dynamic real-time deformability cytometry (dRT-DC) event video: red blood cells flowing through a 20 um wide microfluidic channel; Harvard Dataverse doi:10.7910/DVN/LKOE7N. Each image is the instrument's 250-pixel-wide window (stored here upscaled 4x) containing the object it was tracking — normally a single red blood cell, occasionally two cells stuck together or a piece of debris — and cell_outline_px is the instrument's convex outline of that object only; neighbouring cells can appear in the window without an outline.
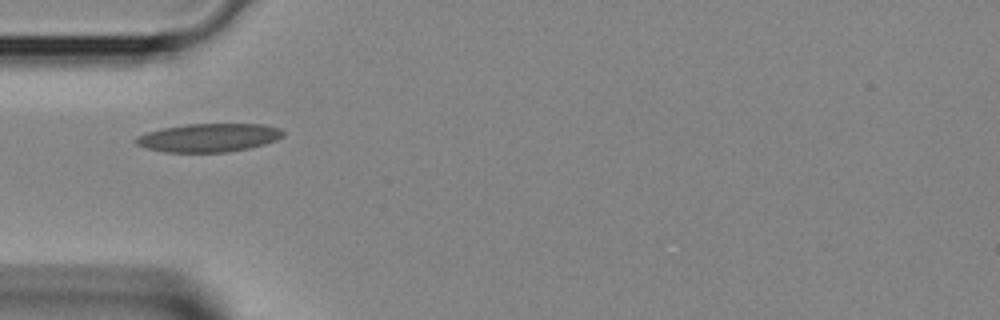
{"species": "Egyptian fruit bat (a non-hibernating species)", "species_latin": "Rousettus aegyptiacus", "temperature_condition": "room temperature", "stored_images_in_passage": 1, "camera_frame_rate_fps": 3000, "um_per_image_px": 0.085, "animal": {"sex": "female"}, "frame": {"image": 1, "passage_image": 1, "time_ms": 0.0, "image_size_px": [1000, 320], "cell_outline_px": [[284, 136], [276, 140], [264, 144], [248, 148], [228, 152], [164, 152], [144, 148], [136, 144], [132, 140], [136, 136], [148, 132], [164, 128], [188, 124], [264, 124], [280, 128], [284, 132]], "centroid_in_image_um": [17.73, 11.7], "position_along_channel_um": 67.3, "area_um2": 24.45}}